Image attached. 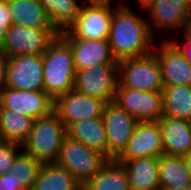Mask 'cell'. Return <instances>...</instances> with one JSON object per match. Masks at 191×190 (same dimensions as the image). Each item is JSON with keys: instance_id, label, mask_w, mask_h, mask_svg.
<instances>
[{"instance_id": "10", "label": "cell", "mask_w": 191, "mask_h": 190, "mask_svg": "<svg viewBox=\"0 0 191 190\" xmlns=\"http://www.w3.org/2000/svg\"><path fill=\"white\" fill-rule=\"evenodd\" d=\"M114 102L139 122L158 121L163 116L161 91H140L118 83Z\"/></svg>"}, {"instance_id": "13", "label": "cell", "mask_w": 191, "mask_h": 190, "mask_svg": "<svg viewBox=\"0 0 191 190\" xmlns=\"http://www.w3.org/2000/svg\"><path fill=\"white\" fill-rule=\"evenodd\" d=\"M105 104L101 99L79 93L73 89L54 101L53 110L67 129L75 122L102 117Z\"/></svg>"}, {"instance_id": "28", "label": "cell", "mask_w": 191, "mask_h": 190, "mask_svg": "<svg viewBox=\"0 0 191 190\" xmlns=\"http://www.w3.org/2000/svg\"><path fill=\"white\" fill-rule=\"evenodd\" d=\"M41 166L32 156L22 151L17 156L11 171H14L16 178L26 190H32Z\"/></svg>"}, {"instance_id": "27", "label": "cell", "mask_w": 191, "mask_h": 190, "mask_svg": "<svg viewBox=\"0 0 191 190\" xmlns=\"http://www.w3.org/2000/svg\"><path fill=\"white\" fill-rule=\"evenodd\" d=\"M39 2L59 33L68 30L81 8L80 0H39Z\"/></svg>"}, {"instance_id": "29", "label": "cell", "mask_w": 191, "mask_h": 190, "mask_svg": "<svg viewBox=\"0 0 191 190\" xmlns=\"http://www.w3.org/2000/svg\"><path fill=\"white\" fill-rule=\"evenodd\" d=\"M23 151L22 145L0 140V175L11 170L17 156Z\"/></svg>"}, {"instance_id": "39", "label": "cell", "mask_w": 191, "mask_h": 190, "mask_svg": "<svg viewBox=\"0 0 191 190\" xmlns=\"http://www.w3.org/2000/svg\"><path fill=\"white\" fill-rule=\"evenodd\" d=\"M171 190H191V185L190 186H186V187L171 189Z\"/></svg>"}, {"instance_id": "33", "label": "cell", "mask_w": 191, "mask_h": 190, "mask_svg": "<svg viewBox=\"0 0 191 190\" xmlns=\"http://www.w3.org/2000/svg\"><path fill=\"white\" fill-rule=\"evenodd\" d=\"M8 58L0 52V92L6 87V66Z\"/></svg>"}, {"instance_id": "19", "label": "cell", "mask_w": 191, "mask_h": 190, "mask_svg": "<svg viewBox=\"0 0 191 190\" xmlns=\"http://www.w3.org/2000/svg\"><path fill=\"white\" fill-rule=\"evenodd\" d=\"M66 132L69 137L98 152L108 160V142L102 117L75 122L66 129Z\"/></svg>"}, {"instance_id": "5", "label": "cell", "mask_w": 191, "mask_h": 190, "mask_svg": "<svg viewBox=\"0 0 191 190\" xmlns=\"http://www.w3.org/2000/svg\"><path fill=\"white\" fill-rule=\"evenodd\" d=\"M118 80L123 87L140 91H162L161 68L156 55L118 61Z\"/></svg>"}, {"instance_id": "20", "label": "cell", "mask_w": 191, "mask_h": 190, "mask_svg": "<svg viewBox=\"0 0 191 190\" xmlns=\"http://www.w3.org/2000/svg\"><path fill=\"white\" fill-rule=\"evenodd\" d=\"M123 163L130 190H161L159 183L158 157L136 158Z\"/></svg>"}, {"instance_id": "35", "label": "cell", "mask_w": 191, "mask_h": 190, "mask_svg": "<svg viewBox=\"0 0 191 190\" xmlns=\"http://www.w3.org/2000/svg\"><path fill=\"white\" fill-rule=\"evenodd\" d=\"M137 2V9L144 10L147 6H149L151 3H153L156 0H134V2Z\"/></svg>"}, {"instance_id": "9", "label": "cell", "mask_w": 191, "mask_h": 190, "mask_svg": "<svg viewBox=\"0 0 191 190\" xmlns=\"http://www.w3.org/2000/svg\"><path fill=\"white\" fill-rule=\"evenodd\" d=\"M113 16V4L83 6L75 22L60 36H76L84 40L108 39Z\"/></svg>"}, {"instance_id": "1", "label": "cell", "mask_w": 191, "mask_h": 190, "mask_svg": "<svg viewBox=\"0 0 191 190\" xmlns=\"http://www.w3.org/2000/svg\"><path fill=\"white\" fill-rule=\"evenodd\" d=\"M132 6L113 4L108 40L117 62L152 53L157 41L150 32L146 15L141 14L144 10L138 12Z\"/></svg>"}, {"instance_id": "3", "label": "cell", "mask_w": 191, "mask_h": 190, "mask_svg": "<svg viewBox=\"0 0 191 190\" xmlns=\"http://www.w3.org/2000/svg\"><path fill=\"white\" fill-rule=\"evenodd\" d=\"M66 135V127L52 110L48 115L34 120L29 137L22 144V148L41 165L54 164Z\"/></svg>"}, {"instance_id": "7", "label": "cell", "mask_w": 191, "mask_h": 190, "mask_svg": "<svg viewBox=\"0 0 191 190\" xmlns=\"http://www.w3.org/2000/svg\"><path fill=\"white\" fill-rule=\"evenodd\" d=\"M59 35L56 29H38L12 24L0 52L8 59L18 55H43Z\"/></svg>"}, {"instance_id": "11", "label": "cell", "mask_w": 191, "mask_h": 190, "mask_svg": "<svg viewBox=\"0 0 191 190\" xmlns=\"http://www.w3.org/2000/svg\"><path fill=\"white\" fill-rule=\"evenodd\" d=\"M102 118L108 142V160L116 159L126 148L139 121L114 101L105 104Z\"/></svg>"}, {"instance_id": "41", "label": "cell", "mask_w": 191, "mask_h": 190, "mask_svg": "<svg viewBox=\"0 0 191 190\" xmlns=\"http://www.w3.org/2000/svg\"><path fill=\"white\" fill-rule=\"evenodd\" d=\"M12 1H16V0H0V2H4V3H10Z\"/></svg>"}, {"instance_id": "36", "label": "cell", "mask_w": 191, "mask_h": 190, "mask_svg": "<svg viewBox=\"0 0 191 190\" xmlns=\"http://www.w3.org/2000/svg\"><path fill=\"white\" fill-rule=\"evenodd\" d=\"M188 172L191 176V152L188 155L182 156Z\"/></svg>"}, {"instance_id": "4", "label": "cell", "mask_w": 191, "mask_h": 190, "mask_svg": "<svg viewBox=\"0 0 191 190\" xmlns=\"http://www.w3.org/2000/svg\"><path fill=\"white\" fill-rule=\"evenodd\" d=\"M144 12L150 32L157 41H171L172 37L186 32L191 20V12L185 0H156Z\"/></svg>"}, {"instance_id": "23", "label": "cell", "mask_w": 191, "mask_h": 190, "mask_svg": "<svg viewBox=\"0 0 191 190\" xmlns=\"http://www.w3.org/2000/svg\"><path fill=\"white\" fill-rule=\"evenodd\" d=\"M161 190H171L191 185V176L183 157L161 155L158 157Z\"/></svg>"}, {"instance_id": "24", "label": "cell", "mask_w": 191, "mask_h": 190, "mask_svg": "<svg viewBox=\"0 0 191 190\" xmlns=\"http://www.w3.org/2000/svg\"><path fill=\"white\" fill-rule=\"evenodd\" d=\"M161 92L163 115L191 122V86H163Z\"/></svg>"}, {"instance_id": "2", "label": "cell", "mask_w": 191, "mask_h": 190, "mask_svg": "<svg viewBox=\"0 0 191 190\" xmlns=\"http://www.w3.org/2000/svg\"><path fill=\"white\" fill-rule=\"evenodd\" d=\"M42 60L44 91L53 101L74 89L73 53L60 35L49 44Z\"/></svg>"}, {"instance_id": "32", "label": "cell", "mask_w": 191, "mask_h": 190, "mask_svg": "<svg viewBox=\"0 0 191 190\" xmlns=\"http://www.w3.org/2000/svg\"><path fill=\"white\" fill-rule=\"evenodd\" d=\"M177 36L182 38L178 40L177 38L179 37ZM171 41L177 46V48L185 56L186 60L191 64V36H189L186 32H182L172 38Z\"/></svg>"}, {"instance_id": "40", "label": "cell", "mask_w": 191, "mask_h": 190, "mask_svg": "<svg viewBox=\"0 0 191 190\" xmlns=\"http://www.w3.org/2000/svg\"><path fill=\"white\" fill-rule=\"evenodd\" d=\"M187 9L191 12V0H185Z\"/></svg>"}, {"instance_id": "25", "label": "cell", "mask_w": 191, "mask_h": 190, "mask_svg": "<svg viewBox=\"0 0 191 190\" xmlns=\"http://www.w3.org/2000/svg\"><path fill=\"white\" fill-rule=\"evenodd\" d=\"M82 185L65 168L54 164L40 167L32 190H79Z\"/></svg>"}, {"instance_id": "21", "label": "cell", "mask_w": 191, "mask_h": 190, "mask_svg": "<svg viewBox=\"0 0 191 190\" xmlns=\"http://www.w3.org/2000/svg\"><path fill=\"white\" fill-rule=\"evenodd\" d=\"M13 24L38 29H56L39 0H16L8 3Z\"/></svg>"}, {"instance_id": "6", "label": "cell", "mask_w": 191, "mask_h": 190, "mask_svg": "<svg viewBox=\"0 0 191 190\" xmlns=\"http://www.w3.org/2000/svg\"><path fill=\"white\" fill-rule=\"evenodd\" d=\"M106 161L103 155L66 135L56 164L67 169L83 186L99 172Z\"/></svg>"}, {"instance_id": "30", "label": "cell", "mask_w": 191, "mask_h": 190, "mask_svg": "<svg viewBox=\"0 0 191 190\" xmlns=\"http://www.w3.org/2000/svg\"><path fill=\"white\" fill-rule=\"evenodd\" d=\"M12 24L8 3L0 2V50L4 44L5 34Z\"/></svg>"}, {"instance_id": "14", "label": "cell", "mask_w": 191, "mask_h": 190, "mask_svg": "<svg viewBox=\"0 0 191 190\" xmlns=\"http://www.w3.org/2000/svg\"><path fill=\"white\" fill-rule=\"evenodd\" d=\"M153 53L160 65L164 86H191V64L172 41H156Z\"/></svg>"}, {"instance_id": "22", "label": "cell", "mask_w": 191, "mask_h": 190, "mask_svg": "<svg viewBox=\"0 0 191 190\" xmlns=\"http://www.w3.org/2000/svg\"><path fill=\"white\" fill-rule=\"evenodd\" d=\"M82 187L85 190H130L127 171L116 159L107 160Z\"/></svg>"}, {"instance_id": "37", "label": "cell", "mask_w": 191, "mask_h": 190, "mask_svg": "<svg viewBox=\"0 0 191 190\" xmlns=\"http://www.w3.org/2000/svg\"><path fill=\"white\" fill-rule=\"evenodd\" d=\"M110 1L116 5H128L129 6V3H130L129 0H110Z\"/></svg>"}, {"instance_id": "8", "label": "cell", "mask_w": 191, "mask_h": 190, "mask_svg": "<svg viewBox=\"0 0 191 190\" xmlns=\"http://www.w3.org/2000/svg\"><path fill=\"white\" fill-rule=\"evenodd\" d=\"M118 83V64H98L76 71L74 89L107 104L115 100Z\"/></svg>"}, {"instance_id": "26", "label": "cell", "mask_w": 191, "mask_h": 190, "mask_svg": "<svg viewBox=\"0 0 191 190\" xmlns=\"http://www.w3.org/2000/svg\"><path fill=\"white\" fill-rule=\"evenodd\" d=\"M34 119L0 107V140L23 144L29 137Z\"/></svg>"}, {"instance_id": "12", "label": "cell", "mask_w": 191, "mask_h": 190, "mask_svg": "<svg viewBox=\"0 0 191 190\" xmlns=\"http://www.w3.org/2000/svg\"><path fill=\"white\" fill-rule=\"evenodd\" d=\"M163 154V138L158 121H142L137 123L126 148L116 160L129 161L136 158L159 157Z\"/></svg>"}, {"instance_id": "38", "label": "cell", "mask_w": 191, "mask_h": 190, "mask_svg": "<svg viewBox=\"0 0 191 190\" xmlns=\"http://www.w3.org/2000/svg\"><path fill=\"white\" fill-rule=\"evenodd\" d=\"M186 33H187L189 36H191V20H190L189 23H188V27H187V29H186Z\"/></svg>"}, {"instance_id": "31", "label": "cell", "mask_w": 191, "mask_h": 190, "mask_svg": "<svg viewBox=\"0 0 191 190\" xmlns=\"http://www.w3.org/2000/svg\"><path fill=\"white\" fill-rule=\"evenodd\" d=\"M0 190H26L16 178L14 171L0 175Z\"/></svg>"}, {"instance_id": "34", "label": "cell", "mask_w": 191, "mask_h": 190, "mask_svg": "<svg viewBox=\"0 0 191 190\" xmlns=\"http://www.w3.org/2000/svg\"><path fill=\"white\" fill-rule=\"evenodd\" d=\"M81 1L80 4L83 6L113 4L110 0H83L82 2Z\"/></svg>"}, {"instance_id": "15", "label": "cell", "mask_w": 191, "mask_h": 190, "mask_svg": "<svg viewBox=\"0 0 191 190\" xmlns=\"http://www.w3.org/2000/svg\"><path fill=\"white\" fill-rule=\"evenodd\" d=\"M54 101L44 90H18L5 87L0 92V107L17 111L32 119L48 115Z\"/></svg>"}, {"instance_id": "18", "label": "cell", "mask_w": 191, "mask_h": 190, "mask_svg": "<svg viewBox=\"0 0 191 190\" xmlns=\"http://www.w3.org/2000/svg\"><path fill=\"white\" fill-rule=\"evenodd\" d=\"M158 123L163 138L164 154L182 157L191 152V122L162 116Z\"/></svg>"}, {"instance_id": "17", "label": "cell", "mask_w": 191, "mask_h": 190, "mask_svg": "<svg viewBox=\"0 0 191 190\" xmlns=\"http://www.w3.org/2000/svg\"><path fill=\"white\" fill-rule=\"evenodd\" d=\"M73 53L75 70H83L98 64H118L110 50L109 40H84L76 36H61Z\"/></svg>"}, {"instance_id": "16", "label": "cell", "mask_w": 191, "mask_h": 190, "mask_svg": "<svg viewBox=\"0 0 191 190\" xmlns=\"http://www.w3.org/2000/svg\"><path fill=\"white\" fill-rule=\"evenodd\" d=\"M6 87L44 90L42 55H18L8 59Z\"/></svg>"}]
</instances>
